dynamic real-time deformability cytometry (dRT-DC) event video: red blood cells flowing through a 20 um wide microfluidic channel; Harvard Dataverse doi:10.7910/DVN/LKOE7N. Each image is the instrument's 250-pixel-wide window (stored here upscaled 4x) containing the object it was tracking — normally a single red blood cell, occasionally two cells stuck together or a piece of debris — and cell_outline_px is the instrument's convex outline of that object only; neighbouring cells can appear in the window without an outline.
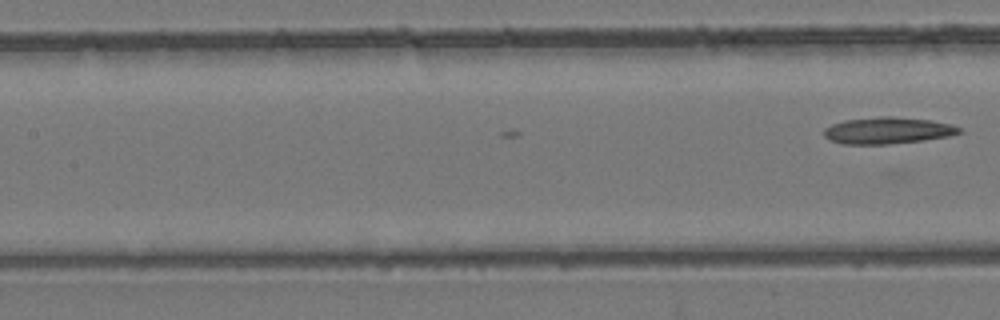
{"species": "common noctule bat (a hibernating species)", "species_latin": "Nyctalus noctula", "temperature_condition": "room temperature", "stored_images_in_passage": 20, "camera_frame_rate_fps": 3000, "um_per_image_px": 0.085, "animal": {"sex": "female", "body_mass_g": 24.6, "forearm_length_mm": 56.2}, "frame": {"image": 1, "passage_image": 20, "time_ms": 6.333, "image_size_px": [1000, 320], "cell_outline_px": [[964, 132], [948, 136], [924, 140], [888, 144], [840, 144], [828, 140], [824, 136], [824, 128], [832, 124], [844, 120], [880, 116], [892, 116], [928, 120], [948, 124], [964, 128]], "centroid_in_image_um": [75.43, 11.1], "position_along_channel_um": 132.0, "area_um2": 21.1}}